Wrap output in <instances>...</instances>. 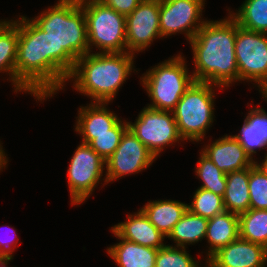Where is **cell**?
I'll return each instance as SVG.
<instances>
[{
	"label": "cell",
	"instance_id": "cell-1",
	"mask_svg": "<svg viewBox=\"0 0 267 267\" xmlns=\"http://www.w3.org/2000/svg\"><path fill=\"white\" fill-rule=\"evenodd\" d=\"M31 20L50 37L51 96L63 90L76 61L89 53L85 13L79 0H58Z\"/></svg>",
	"mask_w": 267,
	"mask_h": 267
},
{
	"label": "cell",
	"instance_id": "cell-2",
	"mask_svg": "<svg viewBox=\"0 0 267 267\" xmlns=\"http://www.w3.org/2000/svg\"><path fill=\"white\" fill-rule=\"evenodd\" d=\"M236 20L230 15L219 21H206L189 41L196 69V82L229 87L238 80L235 56Z\"/></svg>",
	"mask_w": 267,
	"mask_h": 267
},
{
	"label": "cell",
	"instance_id": "cell-3",
	"mask_svg": "<svg viewBox=\"0 0 267 267\" xmlns=\"http://www.w3.org/2000/svg\"><path fill=\"white\" fill-rule=\"evenodd\" d=\"M30 92L37 100L51 97L50 37L32 20L19 17L16 92Z\"/></svg>",
	"mask_w": 267,
	"mask_h": 267
},
{
	"label": "cell",
	"instance_id": "cell-4",
	"mask_svg": "<svg viewBox=\"0 0 267 267\" xmlns=\"http://www.w3.org/2000/svg\"><path fill=\"white\" fill-rule=\"evenodd\" d=\"M134 54L87 53L75 63L68 77L74 80V88L93 99V102L109 103L133 70Z\"/></svg>",
	"mask_w": 267,
	"mask_h": 267
},
{
	"label": "cell",
	"instance_id": "cell-5",
	"mask_svg": "<svg viewBox=\"0 0 267 267\" xmlns=\"http://www.w3.org/2000/svg\"><path fill=\"white\" fill-rule=\"evenodd\" d=\"M188 73L185 59L180 54L146 71L140 79L152 100L148 107L173 111L185 91L195 82L192 74Z\"/></svg>",
	"mask_w": 267,
	"mask_h": 267
},
{
	"label": "cell",
	"instance_id": "cell-6",
	"mask_svg": "<svg viewBox=\"0 0 267 267\" xmlns=\"http://www.w3.org/2000/svg\"><path fill=\"white\" fill-rule=\"evenodd\" d=\"M214 87L206 82H194L173 110L180 136L184 140L201 141L214 119Z\"/></svg>",
	"mask_w": 267,
	"mask_h": 267
},
{
	"label": "cell",
	"instance_id": "cell-7",
	"mask_svg": "<svg viewBox=\"0 0 267 267\" xmlns=\"http://www.w3.org/2000/svg\"><path fill=\"white\" fill-rule=\"evenodd\" d=\"M85 13L89 53L91 47L100 53H125L126 16L104 5L99 0H79Z\"/></svg>",
	"mask_w": 267,
	"mask_h": 267
},
{
	"label": "cell",
	"instance_id": "cell-8",
	"mask_svg": "<svg viewBox=\"0 0 267 267\" xmlns=\"http://www.w3.org/2000/svg\"><path fill=\"white\" fill-rule=\"evenodd\" d=\"M235 56L238 81H253L259 90L267 87V35L244 29L236 22Z\"/></svg>",
	"mask_w": 267,
	"mask_h": 267
},
{
	"label": "cell",
	"instance_id": "cell-9",
	"mask_svg": "<svg viewBox=\"0 0 267 267\" xmlns=\"http://www.w3.org/2000/svg\"><path fill=\"white\" fill-rule=\"evenodd\" d=\"M172 113V114H171ZM128 128L157 158L164 147L183 140L180 136L173 111L144 107Z\"/></svg>",
	"mask_w": 267,
	"mask_h": 267
},
{
	"label": "cell",
	"instance_id": "cell-10",
	"mask_svg": "<svg viewBox=\"0 0 267 267\" xmlns=\"http://www.w3.org/2000/svg\"><path fill=\"white\" fill-rule=\"evenodd\" d=\"M105 161L88 144L80 143L68 167V185L72 205L83 203L100 182Z\"/></svg>",
	"mask_w": 267,
	"mask_h": 267
},
{
	"label": "cell",
	"instance_id": "cell-11",
	"mask_svg": "<svg viewBox=\"0 0 267 267\" xmlns=\"http://www.w3.org/2000/svg\"><path fill=\"white\" fill-rule=\"evenodd\" d=\"M205 0H159V24L162 38L186 34L189 41L206 22L202 21Z\"/></svg>",
	"mask_w": 267,
	"mask_h": 267
},
{
	"label": "cell",
	"instance_id": "cell-12",
	"mask_svg": "<svg viewBox=\"0 0 267 267\" xmlns=\"http://www.w3.org/2000/svg\"><path fill=\"white\" fill-rule=\"evenodd\" d=\"M155 156L128 128L121 137L113 154L105 161L104 184L128 174L139 173L148 168Z\"/></svg>",
	"mask_w": 267,
	"mask_h": 267
},
{
	"label": "cell",
	"instance_id": "cell-13",
	"mask_svg": "<svg viewBox=\"0 0 267 267\" xmlns=\"http://www.w3.org/2000/svg\"><path fill=\"white\" fill-rule=\"evenodd\" d=\"M162 38L159 24V0H142L126 16L127 52H142L156 38Z\"/></svg>",
	"mask_w": 267,
	"mask_h": 267
},
{
	"label": "cell",
	"instance_id": "cell-14",
	"mask_svg": "<svg viewBox=\"0 0 267 267\" xmlns=\"http://www.w3.org/2000/svg\"><path fill=\"white\" fill-rule=\"evenodd\" d=\"M206 264L207 267H266L267 248L238 237L214 253Z\"/></svg>",
	"mask_w": 267,
	"mask_h": 267
},
{
	"label": "cell",
	"instance_id": "cell-15",
	"mask_svg": "<svg viewBox=\"0 0 267 267\" xmlns=\"http://www.w3.org/2000/svg\"><path fill=\"white\" fill-rule=\"evenodd\" d=\"M201 152L226 174L249 168L255 163L232 135L206 145Z\"/></svg>",
	"mask_w": 267,
	"mask_h": 267
},
{
	"label": "cell",
	"instance_id": "cell-16",
	"mask_svg": "<svg viewBox=\"0 0 267 267\" xmlns=\"http://www.w3.org/2000/svg\"><path fill=\"white\" fill-rule=\"evenodd\" d=\"M111 230L119 238L135 242L142 246L154 249L162 248L164 245V236L146 217L141 209L134 215H128L127 221L114 225Z\"/></svg>",
	"mask_w": 267,
	"mask_h": 267
},
{
	"label": "cell",
	"instance_id": "cell-17",
	"mask_svg": "<svg viewBox=\"0 0 267 267\" xmlns=\"http://www.w3.org/2000/svg\"><path fill=\"white\" fill-rule=\"evenodd\" d=\"M106 105L107 103L91 101L88 106L80 107L75 131L80 134L111 133L120 119Z\"/></svg>",
	"mask_w": 267,
	"mask_h": 267
},
{
	"label": "cell",
	"instance_id": "cell-18",
	"mask_svg": "<svg viewBox=\"0 0 267 267\" xmlns=\"http://www.w3.org/2000/svg\"><path fill=\"white\" fill-rule=\"evenodd\" d=\"M240 133L233 135L253 159L257 149L267 148V113L263 108H250Z\"/></svg>",
	"mask_w": 267,
	"mask_h": 267
},
{
	"label": "cell",
	"instance_id": "cell-19",
	"mask_svg": "<svg viewBox=\"0 0 267 267\" xmlns=\"http://www.w3.org/2000/svg\"><path fill=\"white\" fill-rule=\"evenodd\" d=\"M111 231L121 242L110 246L107 253L119 267H155L158 249L119 238L113 230Z\"/></svg>",
	"mask_w": 267,
	"mask_h": 267
},
{
	"label": "cell",
	"instance_id": "cell-20",
	"mask_svg": "<svg viewBox=\"0 0 267 267\" xmlns=\"http://www.w3.org/2000/svg\"><path fill=\"white\" fill-rule=\"evenodd\" d=\"M149 221L166 237L188 210V204L176 200H153L141 208Z\"/></svg>",
	"mask_w": 267,
	"mask_h": 267
},
{
	"label": "cell",
	"instance_id": "cell-21",
	"mask_svg": "<svg viewBox=\"0 0 267 267\" xmlns=\"http://www.w3.org/2000/svg\"><path fill=\"white\" fill-rule=\"evenodd\" d=\"M206 240L210 243L207 260L220 248L227 246L239 237V218L237 214L224 211L208 219Z\"/></svg>",
	"mask_w": 267,
	"mask_h": 267
},
{
	"label": "cell",
	"instance_id": "cell-22",
	"mask_svg": "<svg viewBox=\"0 0 267 267\" xmlns=\"http://www.w3.org/2000/svg\"><path fill=\"white\" fill-rule=\"evenodd\" d=\"M249 168L226 174V189L223 195L225 211L240 215L250 206Z\"/></svg>",
	"mask_w": 267,
	"mask_h": 267
},
{
	"label": "cell",
	"instance_id": "cell-23",
	"mask_svg": "<svg viewBox=\"0 0 267 267\" xmlns=\"http://www.w3.org/2000/svg\"><path fill=\"white\" fill-rule=\"evenodd\" d=\"M19 39L18 20H0V72L9 73L16 91V57Z\"/></svg>",
	"mask_w": 267,
	"mask_h": 267
},
{
	"label": "cell",
	"instance_id": "cell-24",
	"mask_svg": "<svg viewBox=\"0 0 267 267\" xmlns=\"http://www.w3.org/2000/svg\"><path fill=\"white\" fill-rule=\"evenodd\" d=\"M208 219L192 214L189 210L175 224L167 238L176 243V247L185 248L201 241L206 236Z\"/></svg>",
	"mask_w": 267,
	"mask_h": 267
},
{
	"label": "cell",
	"instance_id": "cell-25",
	"mask_svg": "<svg viewBox=\"0 0 267 267\" xmlns=\"http://www.w3.org/2000/svg\"><path fill=\"white\" fill-rule=\"evenodd\" d=\"M238 218L239 237L267 248V209H248Z\"/></svg>",
	"mask_w": 267,
	"mask_h": 267
},
{
	"label": "cell",
	"instance_id": "cell-26",
	"mask_svg": "<svg viewBox=\"0 0 267 267\" xmlns=\"http://www.w3.org/2000/svg\"><path fill=\"white\" fill-rule=\"evenodd\" d=\"M237 11L229 13L240 27L267 34V0H245Z\"/></svg>",
	"mask_w": 267,
	"mask_h": 267
},
{
	"label": "cell",
	"instance_id": "cell-27",
	"mask_svg": "<svg viewBox=\"0 0 267 267\" xmlns=\"http://www.w3.org/2000/svg\"><path fill=\"white\" fill-rule=\"evenodd\" d=\"M128 129V122L120 120L112 129L111 133L80 134L82 143L88 144L98 155L107 160L118 147L121 137Z\"/></svg>",
	"mask_w": 267,
	"mask_h": 267
},
{
	"label": "cell",
	"instance_id": "cell-28",
	"mask_svg": "<svg viewBox=\"0 0 267 267\" xmlns=\"http://www.w3.org/2000/svg\"><path fill=\"white\" fill-rule=\"evenodd\" d=\"M196 166V175L202 180L203 185L199 188L209 190L223 197L226 189V173L220 170L202 152Z\"/></svg>",
	"mask_w": 267,
	"mask_h": 267
},
{
	"label": "cell",
	"instance_id": "cell-29",
	"mask_svg": "<svg viewBox=\"0 0 267 267\" xmlns=\"http://www.w3.org/2000/svg\"><path fill=\"white\" fill-rule=\"evenodd\" d=\"M188 210L195 215L211 219L225 211L223 197L209 190L198 188Z\"/></svg>",
	"mask_w": 267,
	"mask_h": 267
},
{
	"label": "cell",
	"instance_id": "cell-30",
	"mask_svg": "<svg viewBox=\"0 0 267 267\" xmlns=\"http://www.w3.org/2000/svg\"><path fill=\"white\" fill-rule=\"evenodd\" d=\"M249 209H267V175L254 163L249 167Z\"/></svg>",
	"mask_w": 267,
	"mask_h": 267
},
{
	"label": "cell",
	"instance_id": "cell-31",
	"mask_svg": "<svg viewBox=\"0 0 267 267\" xmlns=\"http://www.w3.org/2000/svg\"><path fill=\"white\" fill-rule=\"evenodd\" d=\"M183 247L166 245L158 249L155 267H201Z\"/></svg>",
	"mask_w": 267,
	"mask_h": 267
},
{
	"label": "cell",
	"instance_id": "cell-32",
	"mask_svg": "<svg viewBox=\"0 0 267 267\" xmlns=\"http://www.w3.org/2000/svg\"><path fill=\"white\" fill-rule=\"evenodd\" d=\"M124 16L129 15L142 0H99Z\"/></svg>",
	"mask_w": 267,
	"mask_h": 267
},
{
	"label": "cell",
	"instance_id": "cell-33",
	"mask_svg": "<svg viewBox=\"0 0 267 267\" xmlns=\"http://www.w3.org/2000/svg\"><path fill=\"white\" fill-rule=\"evenodd\" d=\"M12 229L13 228H11V231H13ZM9 238H11V236H9ZM16 243L17 242L14 240V238H12L10 240L8 238L6 240L5 239L3 240V239L0 238V258H11V259H13L12 253L14 252V248H12V246L16 247V245H17Z\"/></svg>",
	"mask_w": 267,
	"mask_h": 267
},
{
	"label": "cell",
	"instance_id": "cell-34",
	"mask_svg": "<svg viewBox=\"0 0 267 267\" xmlns=\"http://www.w3.org/2000/svg\"><path fill=\"white\" fill-rule=\"evenodd\" d=\"M3 150L4 149L2 148V145L0 143V171L1 169H3V167L5 168L8 163V160L6 159L5 156V152Z\"/></svg>",
	"mask_w": 267,
	"mask_h": 267
},
{
	"label": "cell",
	"instance_id": "cell-35",
	"mask_svg": "<svg viewBox=\"0 0 267 267\" xmlns=\"http://www.w3.org/2000/svg\"><path fill=\"white\" fill-rule=\"evenodd\" d=\"M255 164L267 175V154H265V159H263L262 163H258L255 160Z\"/></svg>",
	"mask_w": 267,
	"mask_h": 267
},
{
	"label": "cell",
	"instance_id": "cell-36",
	"mask_svg": "<svg viewBox=\"0 0 267 267\" xmlns=\"http://www.w3.org/2000/svg\"><path fill=\"white\" fill-rule=\"evenodd\" d=\"M11 258H0V267H7Z\"/></svg>",
	"mask_w": 267,
	"mask_h": 267
},
{
	"label": "cell",
	"instance_id": "cell-37",
	"mask_svg": "<svg viewBox=\"0 0 267 267\" xmlns=\"http://www.w3.org/2000/svg\"><path fill=\"white\" fill-rule=\"evenodd\" d=\"M261 92L262 97L264 98L265 101H267V87L259 90Z\"/></svg>",
	"mask_w": 267,
	"mask_h": 267
}]
</instances>
